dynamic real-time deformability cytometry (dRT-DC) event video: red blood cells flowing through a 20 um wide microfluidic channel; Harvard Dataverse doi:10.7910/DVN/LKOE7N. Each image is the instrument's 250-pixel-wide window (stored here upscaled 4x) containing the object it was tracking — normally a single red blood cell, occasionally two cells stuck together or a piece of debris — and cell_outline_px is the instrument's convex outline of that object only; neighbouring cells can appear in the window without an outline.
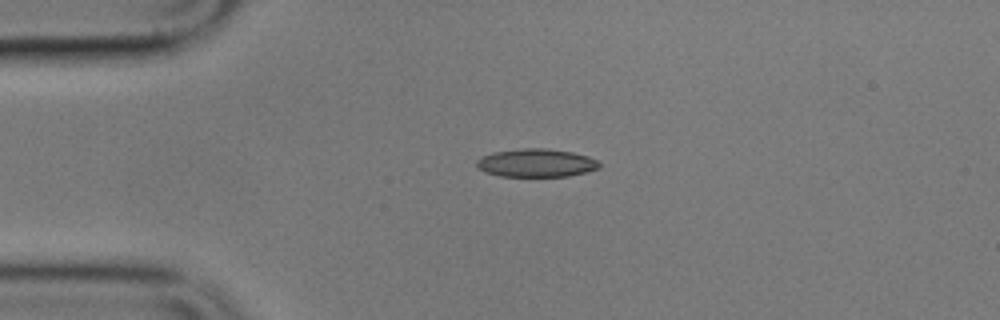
{"species": "common noctule bat (a hibernating species)", "species_latin": "Nyctalus noctula", "temperature_condition": "cold", "stored_images_in_passage": 3, "camera_frame_rate_fps": 3000, "um_per_image_px": 0.085, "animal": {"sex": "male", "body_mass_g": 17.9}, "frame": {"image": 1, "passage_image": 1, "time_ms": 0.0, "image_size_px": [1000, 320], "cell_outline_px": [[600, 168], [568, 176], [500, 176], [484, 172], [476, 164], [476, 160], [492, 152], [524, 148], [544, 148], [572, 152], [588, 156], [596, 160], [600, 164]], "centroid_in_image_um": [45.57, 13.84], "position_along_channel_um": 39.4, "area_um2": 20.0}}